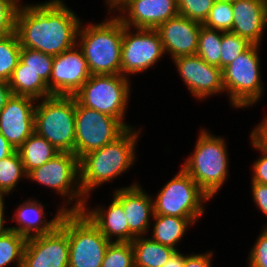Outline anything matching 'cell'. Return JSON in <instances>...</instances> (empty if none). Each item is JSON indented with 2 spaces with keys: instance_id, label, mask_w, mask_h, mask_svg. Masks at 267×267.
Listing matches in <instances>:
<instances>
[{
  "instance_id": "d6a6232c",
  "label": "cell",
  "mask_w": 267,
  "mask_h": 267,
  "mask_svg": "<svg viewBox=\"0 0 267 267\" xmlns=\"http://www.w3.org/2000/svg\"><path fill=\"white\" fill-rule=\"evenodd\" d=\"M233 16L232 2L214 1L203 25L222 32H231Z\"/></svg>"
},
{
  "instance_id": "e0dca14e",
  "label": "cell",
  "mask_w": 267,
  "mask_h": 267,
  "mask_svg": "<svg viewBox=\"0 0 267 267\" xmlns=\"http://www.w3.org/2000/svg\"><path fill=\"white\" fill-rule=\"evenodd\" d=\"M118 11L121 22L133 29H156L179 15L177 0H127Z\"/></svg>"
},
{
  "instance_id": "277c9868",
  "label": "cell",
  "mask_w": 267,
  "mask_h": 267,
  "mask_svg": "<svg viewBox=\"0 0 267 267\" xmlns=\"http://www.w3.org/2000/svg\"><path fill=\"white\" fill-rule=\"evenodd\" d=\"M200 132L195 149L182 168L212 199L229 175L228 152L224 138L215 137L205 129Z\"/></svg>"
},
{
  "instance_id": "d6986e66",
  "label": "cell",
  "mask_w": 267,
  "mask_h": 267,
  "mask_svg": "<svg viewBox=\"0 0 267 267\" xmlns=\"http://www.w3.org/2000/svg\"><path fill=\"white\" fill-rule=\"evenodd\" d=\"M201 25L197 21L177 15L155 30L160 36L165 54L169 53L173 60L180 56L196 54Z\"/></svg>"
},
{
  "instance_id": "5b68a950",
  "label": "cell",
  "mask_w": 267,
  "mask_h": 267,
  "mask_svg": "<svg viewBox=\"0 0 267 267\" xmlns=\"http://www.w3.org/2000/svg\"><path fill=\"white\" fill-rule=\"evenodd\" d=\"M41 100L34 112L35 132L59 152L75 154L74 96L52 95Z\"/></svg>"
},
{
  "instance_id": "f6af8a7d",
  "label": "cell",
  "mask_w": 267,
  "mask_h": 267,
  "mask_svg": "<svg viewBox=\"0 0 267 267\" xmlns=\"http://www.w3.org/2000/svg\"><path fill=\"white\" fill-rule=\"evenodd\" d=\"M127 0H106L108 12L112 13L115 9L118 10ZM112 11V12H111Z\"/></svg>"
},
{
  "instance_id": "c3c4849f",
  "label": "cell",
  "mask_w": 267,
  "mask_h": 267,
  "mask_svg": "<svg viewBox=\"0 0 267 267\" xmlns=\"http://www.w3.org/2000/svg\"><path fill=\"white\" fill-rule=\"evenodd\" d=\"M215 1H227V2H234L236 0H215Z\"/></svg>"
},
{
  "instance_id": "5bb4252c",
  "label": "cell",
  "mask_w": 267,
  "mask_h": 267,
  "mask_svg": "<svg viewBox=\"0 0 267 267\" xmlns=\"http://www.w3.org/2000/svg\"><path fill=\"white\" fill-rule=\"evenodd\" d=\"M68 266V236L59 225L50 233L27 238L21 267Z\"/></svg>"
},
{
  "instance_id": "7dc6e473",
  "label": "cell",
  "mask_w": 267,
  "mask_h": 267,
  "mask_svg": "<svg viewBox=\"0 0 267 267\" xmlns=\"http://www.w3.org/2000/svg\"><path fill=\"white\" fill-rule=\"evenodd\" d=\"M260 125L267 131V115L263 118Z\"/></svg>"
},
{
  "instance_id": "74e56055",
  "label": "cell",
  "mask_w": 267,
  "mask_h": 267,
  "mask_svg": "<svg viewBox=\"0 0 267 267\" xmlns=\"http://www.w3.org/2000/svg\"><path fill=\"white\" fill-rule=\"evenodd\" d=\"M264 227L250 250L248 267H267V226Z\"/></svg>"
},
{
  "instance_id": "6da1fadb",
  "label": "cell",
  "mask_w": 267,
  "mask_h": 267,
  "mask_svg": "<svg viewBox=\"0 0 267 267\" xmlns=\"http://www.w3.org/2000/svg\"><path fill=\"white\" fill-rule=\"evenodd\" d=\"M81 21L62 0L19 6L15 32L21 47L57 56L77 45Z\"/></svg>"
},
{
  "instance_id": "3957f363",
  "label": "cell",
  "mask_w": 267,
  "mask_h": 267,
  "mask_svg": "<svg viewBox=\"0 0 267 267\" xmlns=\"http://www.w3.org/2000/svg\"><path fill=\"white\" fill-rule=\"evenodd\" d=\"M108 19L80 25L78 31L77 45L83 51L91 75L121 74L123 23L117 16Z\"/></svg>"
},
{
  "instance_id": "4dcf8cb0",
  "label": "cell",
  "mask_w": 267,
  "mask_h": 267,
  "mask_svg": "<svg viewBox=\"0 0 267 267\" xmlns=\"http://www.w3.org/2000/svg\"><path fill=\"white\" fill-rule=\"evenodd\" d=\"M101 267H134V250L131 242H110Z\"/></svg>"
},
{
  "instance_id": "cb8c5ba5",
  "label": "cell",
  "mask_w": 267,
  "mask_h": 267,
  "mask_svg": "<svg viewBox=\"0 0 267 267\" xmlns=\"http://www.w3.org/2000/svg\"><path fill=\"white\" fill-rule=\"evenodd\" d=\"M8 83L14 95L28 96L38 101L52 96L48 85L39 74L26 68V64L21 60H19Z\"/></svg>"
},
{
  "instance_id": "ab89813d",
  "label": "cell",
  "mask_w": 267,
  "mask_h": 267,
  "mask_svg": "<svg viewBox=\"0 0 267 267\" xmlns=\"http://www.w3.org/2000/svg\"><path fill=\"white\" fill-rule=\"evenodd\" d=\"M212 252L185 255L184 267H212Z\"/></svg>"
},
{
  "instance_id": "9c48e42d",
  "label": "cell",
  "mask_w": 267,
  "mask_h": 267,
  "mask_svg": "<svg viewBox=\"0 0 267 267\" xmlns=\"http://www.w3.org/2000/svg\"><path fill=\"white\" fill-rule=\"evenodd\" d=\"M27 179L55 190L64 198L67 196L68 204L75 200L68 211H82L87 202L80 186L79 159L74 153L60 152L42 166L29 171Z\"/></svg>"
},
{
  "instance_id": "44dd1931",
  "label": "cell",
  "mask_w": 267,
  "mask_h": 267,
  "mask_svg": "<svg viewBox=\"0 0 267 267\" xmlns=\"http://www.w3.org/2000/svg\"><path fill=\"white\" fill-rule=\"evenodd\" d=\"M68 204H63L58 209L56 215L50 221L45 219L44 205L36 199L26 200L17 207L13 214L12 221L16 220L17 225L11 227V230L19 233L20 235L30 238L52 232L61 220L65 211H68Z\"/></svg>"
},
{
  "instance_id": "1f68e13d",
  "label": "cell",
  "mask_w": 267,
  "mask_h": 267,
  "mask_svg": "<svg viewBox=\"0 0 267 267\" xmlns=\"http://www.w3.org/2000/svg\"><path fill=\"white\" fill-rule=\"evenodd\" d=\"M54 56L41 51L21 47L20 60L26 68L39 74L46 84L49 83Z\"/></svg>"
},
{
  "instance_id": "f35d334b",
  "label": "cell",
  "mask_w": 267,
  "mask_h": 267,
  "mask_svg": "<svg viewBox=\"0 0 267 267\" xmlns=\"http://www.w3.org/2000/svg\"><path fill=\"white\" fill-rule=\"evenodd\" d=\"M251 184L253 201L258 209L267 216V185L256 182H251Z\"/></svg>"
},
{
  "instance_id": "b9f144b4",
  "label": "cell",
  "mask_w": 267,
  "mask_h": 267,
  "mask_svg": "<svg viewBox=\"0 0 267 267\" xmlns=\"http://www.w3.org/2000/svg\"><path fill=\"white\" fill-rule=\"evenodd\" d=\"M185 255L176 250L162 267H184Z\"/></svg>"
},
{
  "instance_id": "d590c367",
  "label": "cell",
  "mask_w": 267,
  "mask_h": 267,
  "mask_svg": "<svg viewBox=\"0 0 267 267\" xmlns=\"http://www.w3.org/2000/svg\"><path fill=\"white\" fill-rule=\"evenodd\" d=\"M252 146L262 154L252 166L251 182L267 185V144L252 130L250 134Z\"/></svg>"
},
{
  "instance_id": "2e32d148",
  "label": "cell",
  "mask_w": 267,
  "mask_h": 267,
  "mask_svg": "<svg viewBox=\"0 0 267 267\" xmlns=\"http://www.w3.org/2000/svg\"><path fill=\"white\" fill-rule=\"evenodd\" d=\"M36 101L28 96L12 94L0 112V133L15 150L35 132Z\"/></svg>"
},
{
  "instance_id": "bcb514c9",
  "label": "cell",
  "mask_w": 267,
  "mask_h": 267,
  "mask_svg": "<svg viewBox=\"0 0 267 267\" xmlns=\"http://www.w3.org/2000/svg\"><path fill=\"white\" fill-rule=\"evenodd\" d=\"M253 131L267 144V131L260 124Z\"/></svg>"
},
{
  "instance_id": "603a6c76",
  "label": "cell",
  "mask_w": 267,
  "mask_h": 267,
  "mask_svg": "<svg viewBox=\"0 0 267 267\" xmlns=\"http://www.w3.org/2000/svg\"><path fill=\"white\" fill-rule=\"evenodd\" d=\"M155 220L151 237L155 242L172 247L175 250L178 242L185 235L187 228L200 218H184L169 215L154 214Z\"/></svg>"
},
{
  "instance_id": "8fae6325",
  "label": "cell",
  "mask_w": 267,
  "mask_h": 267,
  "mask_svg": "<svg viewBox=\"0 0 267 267\" xmlns=\"http://www.w3.org/2000/svg\"><path fill=\"white\" fill-rule=\"evenodd\" d=\"M126 130L117 118L81 106L76 101L75 155L78 159L115 141Z\"/></svg>"
},
{
  "instance_id": "7bdbcfd3",
  "label": "cell",
  "mask_w": 267,
  "mask_h": 267,
  "mask_svg": "<svg viewBox=\"0 0 267 267\" xmlns=\"http://www.w3.org/2000/svg\"><path fill=\"white\" fill-rule=\"evenodd\" d=\"M15 151L12 145L0 133V160L9 156Z\"/></svg>"
},
{
  "instance_id": "8d00e7d4",
  "label": "cell",
  "mask_w": 267,
  "mask_h": 267,
  "mask_svg": "<svg viewBox=\"0 0 267 267\" xmlns=\"http://www.w3.org/2000/svg\"><path fill=\"white\" fill-rule=\"evenodd\" d=\"M20 5L17 0H0V38L15 32L16 14Z\"/></svg>"
},
{
  "instance_id": "30bf717a",
  "label": "cell",
  "mask_w": 267,
  "mask_h": 267,
  "mask_svg": "<svg viewBox=\"0 0 267 267\" xmlns=\"http://www.w3.org/2000/svg\"><path fill=\"white\" fill-rule=\"evenodd\" d=\"M153 199L154 214L184 218H201L204 202L211 198L181 168Z\"/></svg>"
},
{
  "instance_id": "d4e9b609",
  "label": "cell",
  "mask_w": 267,
  "mask_h": 267,
  "mask_svg": "<svg viewBox=\"0 0 267 267\" xmlns=\"http://www.w3.org/2000/svg\"><path fill=\"white\" fill-rule=\"evenodd\" d=\"M134 250V267H162L176 251L145 236H138L131 242Z\"/></svg>"
},
{
  "instance_id": "ac0fdd59",
  "label": "cell",
  "mask_w": 267,
  "mask_h": 267,
  "mask_svg": "<svg viewBox=\"0 0 267 267\" xmlns=\"http://www.w3.org/2000/svg\"><path fill=\"white\" fill-rule=\"evenodd\" d=\"M113 196L122 204L129 227V242L145 236L154 215L153 199L135 182L128 187L116 189ZM152 215V216H151Z\"/></svg>"
},
{
  "instance_id": "484cf974",
  "label": "cell",
  "mask_w": 267,
  "mask_h": 267,
  "mask_svg": "<svg viewBox=\"0 0 267 267\" xmlns=\"http://www.w3.org/2000/svg\"><path fill=\"white\" fill-rule=\"evenodd\" d=\"M17 151L26 173L42 166L60 153L51 143L36 132L29 136Z\"/></svg>"
},
{
  "instance_id": "9a60e30c",
  "label": "cell",
  "mask_w": 267,
  "mask_h": 267,
  "mask_svg": "<svg viewBox=\"0 0 267 267\" xmlns=\"http://www.w3.org/2000/svg\"><path fill=\"white\" fill-rule=\"evenodd\" d=\"M173 60L194 98L201 100L224 92L222 70L219 67L208 64L197 54L180 56Z\"/></svg>"
},
{
  "instance_id": "8992f818",
  "label": "cell",
  "mask_w": 267,
  "mask_h": 267,
  "mask_svg": "<svg viewBox=\"0 0 267 267\" xmlns=\"http://www.w3.org/2000/svg\"><path fill=\"white\" fill-rule=\"evenodd\" d=\"M59 226L68 236V267H101L110 241L83 211H65Z\"/></svg>"
},
{
  "instance_id": "7a4b0ae2",
  "label": "cell",
  "mask_w": 267,
  "mask_h": 267,
  "mask_svg": "<svg viewBox=\"0 0 267 267\" xmlns=\"http://www.w3.org/2000/svg\"><path fill=\"white\" fill-rule=\"evenodd\" d=\"M140 129L128 128L115 141L93 150L79 159L80 186L83 195L89 199L94 188L113 181L133 165L135 146Z\"/></svg>"
},
{
  "instance_id": "f546056e",
  "label": "cell",
  "mask_w": 267,
  "mask_h": 267,
  "mask_svg": "<svg viewBox=\"0 0 267 267\" xmlns=\"http://www.w3.org/2000/svg\"><path fill=\"white\" fill-rule=\"evenodd\" d=\"M27 238L10 230L0 236V267H7L16 261L17 267L23 264V254Z\"/></svg>"
},
{
  "instance_id": "4316f807",
  "label": "cell",
  "mask_w": 267,
  "mask_h": 267,
  "mask_svg": "<svg viewBox=\"0 0 267 267\" xmlns=\"http://www.w3.org/2000/svg\"><path fill=\"white\" fill-rule=\"evenodd\" d=\"M27 178L24 165L17 150L0 160V198L12 193L22 177Z\"/></svg>"
},
{
  "instance_id": "f1b7e54d",
  "label": "cell",
  "mask_w": 267,
  "mask_h": 267,
  "mask_svg": "<svg viewBox=\"0 0 267 267\" xmlns=\"http://www.w3.org/2000/svg\"><path fill=\"white\" fill-rule=\"evenodd\" d=\"M221 31L201 25L196 54L205 62L220 68Z\"/></svg>"
},
{
  "instance_id": "836d02e7",
  "label": "cell",
  "mask_w": 267,
  "mask_h": 267,
  "mask_svg": "<svg viewBox=\"0 0 267 267\" xmlns=\"http://www.w3.org/2000/svg\"><path fill=\"white\" fill-rule=\"evenodd\" d=\"M251 45L247 39L237 34L221 31L220 69L225 68Z\"/></svg>"
},
{
  "instance_id": "ba28073f",
  "label": "cell",
  "mask_w": 267,
  "mask_h": 267,
  "mask_svg": "<svg viewBox=\"0 0 267 267\" xmlns=\"http://www.w3.org/2000/svg\"><path fill=\"white\" fill-rule=\"evenodd\" d=\"M128 78L121 74L91 75L73 96L81 106L117 118L127 129L132 128L123 119L130 96Z\"/></svg>"
},
{
  "instance_id": "ffe728a7",
  "label": "cell",
  "mask_w": 267,
  "mask_h": 267,
  "mask_svg": "<svg viewBox=\"0 0 267 267\" xmlns=\"http://www.w3.org/2000/svg\"><path fill=\"white\" fill-rule=\"evenodd\" d=\"M233 24L231 33L260 45L267 26L266 0H236L232 2Z\"/></svg>"
},
{
  "instance_id": "60d3db41",
  "label": "cell",
  "mask_w": 267,
  "mask_h": 267,
  "mask_svg": "<svg viewBox=\"0 0 267 267\" xmlns=\"http://www.w3.org/2000/svg\"><path fill=\"white\" fill-rule=\"evenodd\" d=\"M12 95L8 81L0 79V112L5 107L8 99Z\"/></svg>"
},
{
  "instance_id": "7402d4cb",
  "label": "cell",
  "mask_w": 267,
  "mask_h": 267,
  "mask_svg": "<svg viewBox=\"0 0 267 267\" xmlns=\"http://www.w3.org/2000/svg\"><path fill=\"white\" fill-rule=\"evenodd\" d=\"M87 205L86 203L82 211L110 242H129L125 212L122 204L114 196L107 209L98 207L90 210ZM114 236L116 238L113 239Z\"/></svg>"
},
{
  "instance_id": "e575fe53",
  "label": "cell",
  "mask_w": 267,
  "mask_h": 267,
  "mask_svg": "<svg viewBox=\"0 0 267 267\" xmlns=\"http://www.w3.org/2000/svg\"><path fill=\"white\" fill-rule=\"evenodd\" d=\"M215 0H177L179 15L204 23Z\"/></svg>"
},
{
  "instance_id": "52a82bcc",
  "label": "cell",
  "mask_w": 267,
  "mask_h": 267,
  "mask_svg": "<svg viewBox=\"0 0 267 267\" xmlns=\"http://www.w3.org/2000/svg\"><path fill=\"white\" fill-rule=\"evenodd\" d=\"M260 45L252 44L222 69L224 92L234 108L253 106L260 101L263 84L260 71Z\"/></svg>"
},
{
  "instance_id": "7c38bea8",
  "label": "cell",
  "mask_w": 267,
  "mask_h": 267,
  "mask_svg": "<svg viewBox=\"0 0 267 267\" xmlns=\"http://www.w3.org/2000/svg\"><path fill=\"white\" fill-rule=\"evenodd\" d=\"M131 29L123 24L121 75L124 77L147 71L165 54L155 29L136 28L135 33Z\"/></svg>"
},
{
  "instance_id": "4fadbf2b",
  "label": "cell",
  "mask_w": 267,
  "mask_h": 267,
  "mask_svg": "<svg viewBox=\"0 0 267 267\" xmlns=\"http://www.w3.org/2000/svg\"><path fill=\"white\" fill-rule=\"evenodd\" d=\"M91 76L78 45L54 56L48 85L51 95L73 96Z\"/></svg>"
},
{
  "instance_id": "83f0119b",
  "label": "cell",
  "mask_w": 267,
  "mask_h": 267,
  "mask_svg": "<svg viewBox=\"0 0 267 267\" xmlns=\"http://www.w3.org/2000/svg\"><path fill=\"white\" fill-rule=\"evenodd\" d=\"M21 45L16 32L0 38V79L9 81L20 60Z\"/></svg>"
},
{
  "instance_id": "ee69618b",
  "label": "cell",
  "mask_w": 267,
  "mask_h": 267,
  "mask_svg": "<svg viewBox=\"0 0 267 267\" xmlns=\"http://www.w3.org/2000/svg\"><path fill=\"white\" fill-rule=\"evenodd\" d=\"M4 198H0V236L6 234L11 230V227H4L5 223V217H4V211H5V206H4Z\"/></svg>"
}]
</instances>
